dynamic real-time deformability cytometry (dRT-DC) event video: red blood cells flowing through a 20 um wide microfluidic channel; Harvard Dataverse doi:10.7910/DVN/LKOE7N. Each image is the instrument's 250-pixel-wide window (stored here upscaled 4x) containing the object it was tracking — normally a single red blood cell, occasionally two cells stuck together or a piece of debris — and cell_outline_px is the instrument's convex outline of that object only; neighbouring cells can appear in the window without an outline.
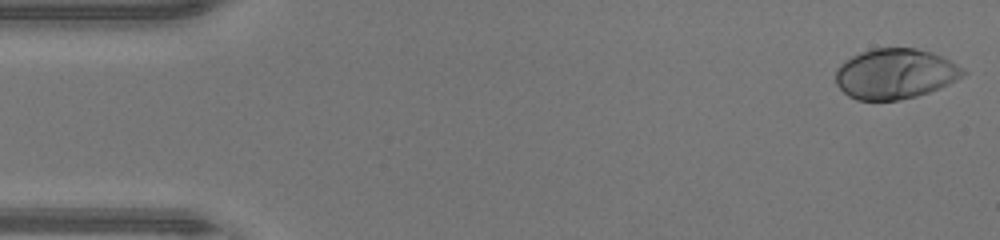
{"species": "human", "species_latin": "Homo sapiens", "temperature_condition": "warm", "stored_images_in_passage": 46, "camera_frame_rate_fps": 3000, "um_per_image_px": 0.085, "donor": {"sex": "male"}, "frame": {"image": 1, "passage_image": 1, "time_ms": 0.0, "image_size_px": [1000, 240], "cell_outline_px": [[968, 72], [956, 80], [940, 88], [916, 96], [900, 100], [856, 100], [848, 96], [836, 84], [836, 68], [840, 64], [852, 56], [860, 52], [872, 48], [916, 48], [932, 52], [964, 68]], "centroid_in_image_um": [76.07, 6.27], "position_along_channel_um": 8.9, "area_um2": 37.34}}
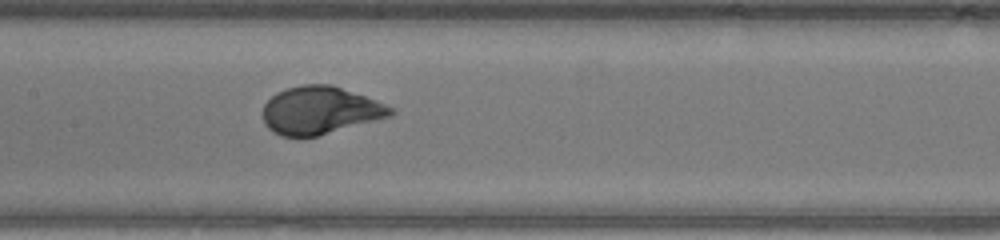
{"frame": {"image": 2, "passage_image": 22, "time_ms": 7.0, "image_size_px": [1000, 240], "cell_outline_px": [[396, 112], [392, 116], [316, 136], [280, 136], [272, 132], [264, 124], [264, 104], [276, 92], [288, 88], [304, 84], [332, 84], [376, 100], [396, 108]], "centroid_in_image_um": [27.23, 9.37], "position_along_channel_um": 180.2, "area_um2": 35.49}}
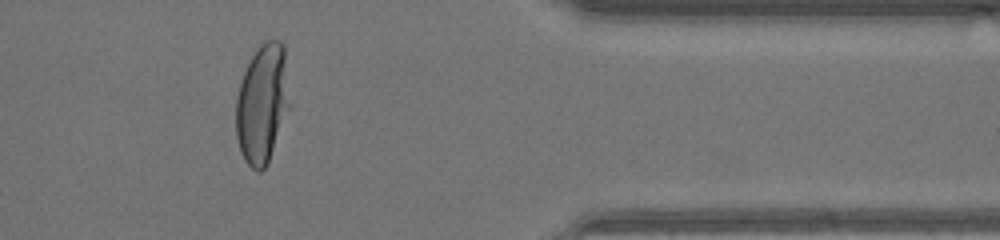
{"frame": {"image": 3, "passage_image": 38, "time_ms": 12.333, "image_size_px": [1000, 240], "cell_outline_px": [[292, 108], [268, 164], [260, 172], [256, 172], [244, 160], [240, 152], [236, 136], [236, 96], [244, 72], [252, 56], [260, 44], [264, 40], [280, 40], [284, 44]], "centroid_in_image_um": [22.34, 8.84], "position_along_channel_um": 389.1, "area_um2": 38.44}, "authors_computed_cell_mechanics": {"area_um2": 36.414, "velocity_mm_per_s": 4.3791, "shape_relaxation_time_tau1_ms": 2.8244, "shape_relaxation_time_tau2_ms": null, "deformation_change_tau1": 0.2054, "deformation_change_tau2": null}}